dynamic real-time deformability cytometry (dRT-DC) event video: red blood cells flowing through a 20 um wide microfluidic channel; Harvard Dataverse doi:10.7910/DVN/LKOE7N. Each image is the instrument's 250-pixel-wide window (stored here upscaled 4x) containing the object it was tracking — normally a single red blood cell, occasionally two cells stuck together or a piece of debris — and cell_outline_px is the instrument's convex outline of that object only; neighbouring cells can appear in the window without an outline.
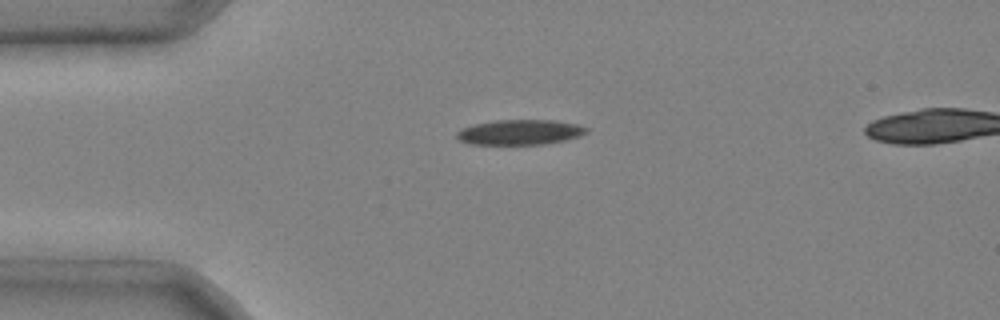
{"species": "common noctule bat (a hibernating species)", "species_latin": "Nyctalus noctula", "temperature_condition": "cold", "stored_images_in_passage": 3, "camera_frame_rate_fps": 3000, "um_per_image_px": 0.085, "animal": {"sex": "male", "body_mass_g": 20.4}, "frame": {"image": 1, "passage_image": 1, "time_ms": 0.0, "image_size_px": [1000, 320], "cell_outline_px": [[588, 132], [580, 136], [564, 140], [544, 144], [468, 144], [460, 140], [456, 136], [456, 132], [464, 128], [476, 124], [496, 120], [556, 120], [580, 124], [588, 128]], "centroid_in_image_um": [44.25, 11.23], "position_along_channel_um": 40.8, "area_um2": 18.96}}
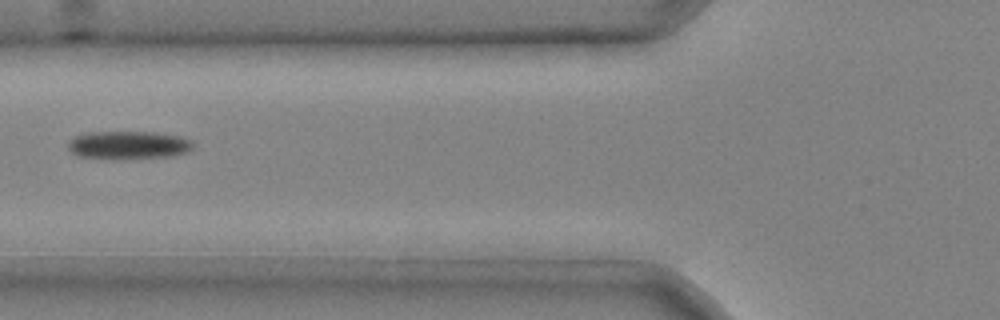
{"frame": {"image": 2, "passage_image": 3, "time_ms": 0.667, "image_size_px": [1000, 320], "cell_outline_px": [[192, 152], [176, 156], [128, 160], [108, 160], [80, 156], [72, 152], [68, 148], [68, 140], [76, 136], [88, 132], [156, 132], [180, 136], [192, 140]], "centroid_in_image_um": [10.97, 12.36], "position_along_channel_um": 114.8, "area_um2": 21.27}}